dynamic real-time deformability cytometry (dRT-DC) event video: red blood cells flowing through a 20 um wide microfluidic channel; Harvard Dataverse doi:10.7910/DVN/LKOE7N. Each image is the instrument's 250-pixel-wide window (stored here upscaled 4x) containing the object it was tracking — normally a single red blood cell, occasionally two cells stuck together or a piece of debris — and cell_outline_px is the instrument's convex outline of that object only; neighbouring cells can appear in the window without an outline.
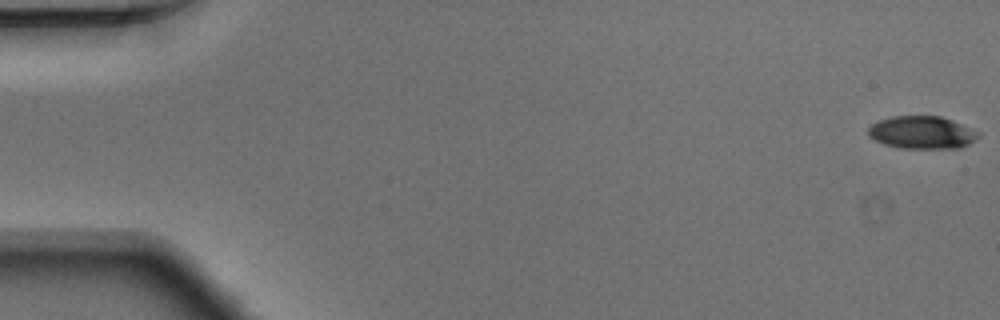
{"species": "Egyptian fruit bat (a non-hibernating species)", "species_latin": "Rousettus aegyptiacus", "temperature_condition": "warm", "stored_images_in_passage": 49, "camera_frame_rate_fps": 3000, "um_per_image_px": 0.085, "animal": {"sex": "male"}, "frame": {"image": 1, "passage_image": 1, "time_ms": 0.0, "image_size_px": [1000, 320], "cell_outline_px": [[980, 136], [968, 144], [960, 148], [900, 148], [884, 144], [868, 136], [868, 128], [872, 124], [880, 120], [892, 116], [940, 116], [952, 120], [980, 132]], "centroid_in_image_um": [78.37, 11.26], "position_along_channel_um": 6.6, "area_um2": 20.92}}
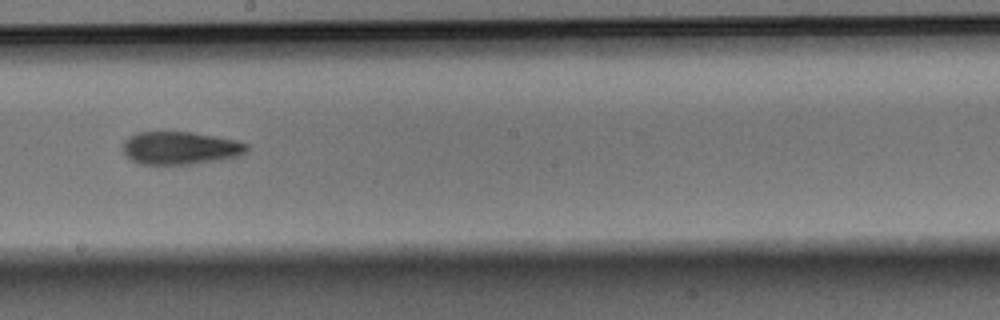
{"frame": {"image": 2, "passage_image": 28, "time_ms": 9.0, "image_size_px": [1000, 320], "cell_outline_px": [[248, 148], [240, 156], [228, 160], [196, 164], [140, 164], [132, 160], [124, 152], [124, 140], [128, 136], [136, 132], [192, 132], [216, 136], [236, 140], [248, 144]], "centroid_in_image_um": [15.38, 12.59], "position_along_channel_um": 232.8, "area_um2": 24.04}}
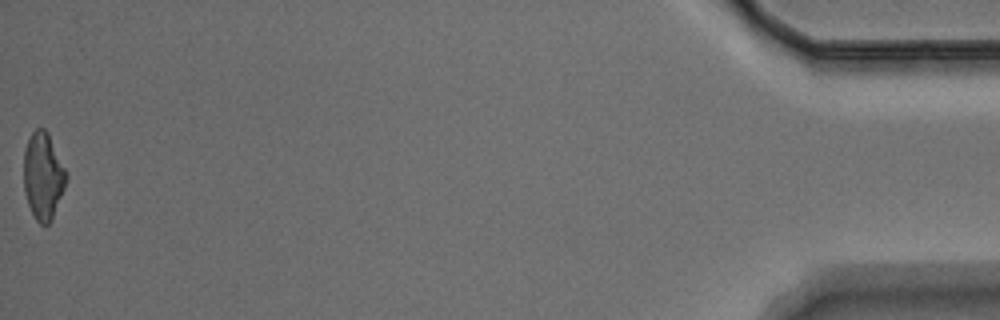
{"frame": {"image": 3, "passage_image": 49, "time_ms": 16.0, "image_size_px": [1000, 320], "cell_outline_px": [[68, 180], [52, 220], [48, 224], [40, 224], [36, 220], [28, 204], [24, 192], [24, 148], [32, 132], [36, 128], [44, 128], [48, 132], [68, 172]], "centroid_in_image_um": [3.69, 14.95], "position_along_channel_um": 431.5, "area_um2": 21.91}}